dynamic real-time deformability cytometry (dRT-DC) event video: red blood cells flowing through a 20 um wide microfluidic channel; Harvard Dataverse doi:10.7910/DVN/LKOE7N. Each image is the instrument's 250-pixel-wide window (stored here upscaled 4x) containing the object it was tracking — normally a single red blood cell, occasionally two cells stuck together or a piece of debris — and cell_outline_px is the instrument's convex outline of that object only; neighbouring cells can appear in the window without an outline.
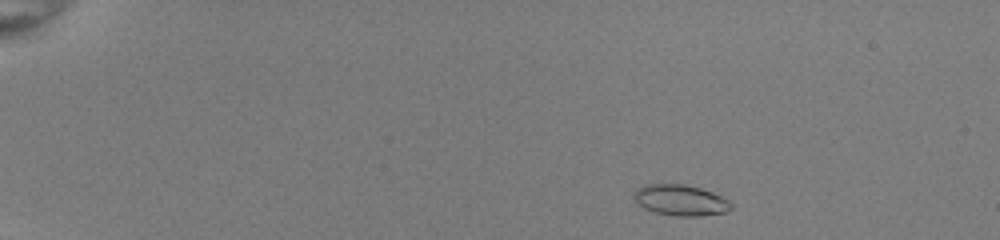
{"species": "common noctule bat (a hibernating species)", "species_latin": "Nyctalus noctula", "temperature_condition": "room temperature", "stored_images_in_passage": 45, "camera_frame_rate_fps": 3000, "um_per_image_px": 0.085, "animal": {"sex": "female", "body_mass_g": 22.0, "forearm_length_mm": 56.7}, "frame": {"image": 1, "passage_image": 2, "time_ms": 0.333, "image_size_px": [1000, 240], "cell_outline_px": [[732, 208], [724, 212], [700, 216], [676, 216], [656, 212], [644, 208], [636, 204], [632, 196], [636, 188], [644, 184], [684, 184], [700, 188], [712, 192], [728, 200], [732, 204]], "centroid_in_image_um": [57.79, 17.01], "position_along_channel_um": 27.2, "area_um2": 17.57}}
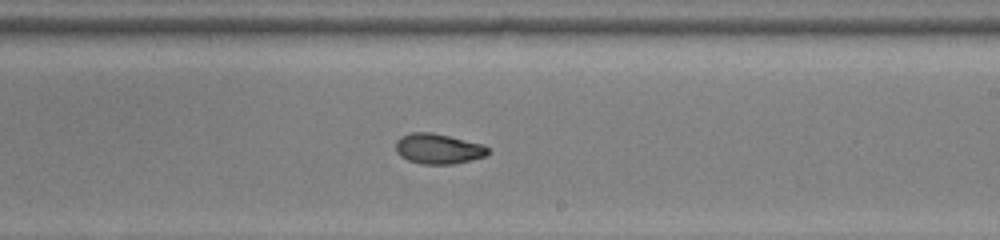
{"frame": {"image": 2, "passage_image": 27, "time_ms": 8.667, "image_size_px": [1000, 240], "cell_outline_px": [[488, 152], [484, 156], [452, 164], [424, 164], [408, 160], [400, 156], [396, 152], [396, 140], [400, 136], [412, 132], [432, 132], [484, 144], [488, 148]], "centroid_in_image_um": [37.21, 12.63], "position_along_channel_um": 251.8, "area_um2": 16.18}}
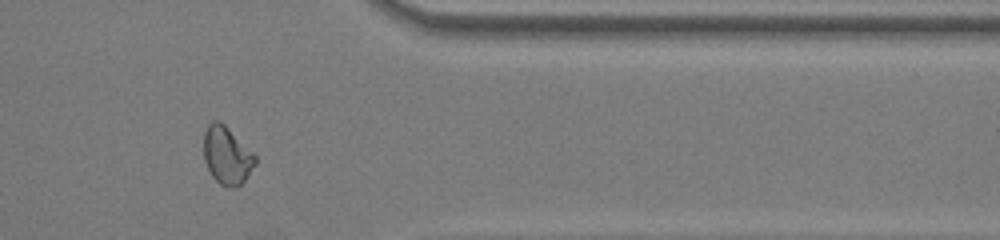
{"frame": {"image": 3, "passage_image": 38, "time_ms": 12.333, "image_size_px": [1000, 240], "cell_outline_px": [[256, 164], [244, 180], [236, 188], [228, 188], [220, 184], [212, 176], [204, 160], [204, 132], [208, 124], [212, 120], [220, 120], [256, 156]], "centroid_in_image_um": [19.27, 13.21], "position_along_channel_um": 392.1, "area_um2": 17.22}, "authors_computed_cell_mechanics": {"area_um2": 16.8776, "velocity_mm_per_s": 4.0135, "shape_relaxation_time_tau1_ms": 6.1199, "shape_relaxation_time_tau2_ms": 1.0302, "deformation_change_tau1": 0.1918, "deformation_change_tau2": 0.0556}}